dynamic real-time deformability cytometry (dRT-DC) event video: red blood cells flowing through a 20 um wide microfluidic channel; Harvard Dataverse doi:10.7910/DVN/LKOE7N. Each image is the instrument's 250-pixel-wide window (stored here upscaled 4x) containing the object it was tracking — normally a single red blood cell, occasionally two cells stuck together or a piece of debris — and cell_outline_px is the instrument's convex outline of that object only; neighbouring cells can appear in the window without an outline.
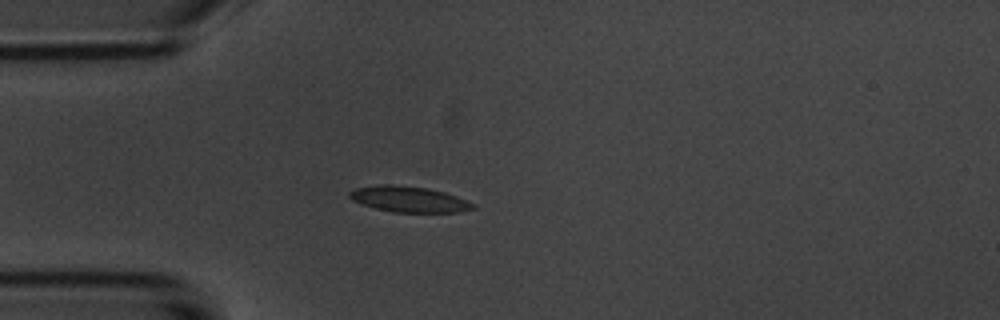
{"species": "common noctule bat (a hibernating species)", "species_latin": "Nyctalus noctula", "temperature_condition": "room temperature", "stored_images_in_passage": 2, "camera_frame_rate_fps": 3000, "um_per_image_px": 0.085, "animal": {"sex": "male", "body_mass_g": 20.1, "forearm_length_mm": 53.5}, "frame": {"image": 1, "passage_image": 2, "time_ms": 2.0, "image_size_px": [1000, 320], "cell_outline_px": [[476, 208], [460, 212], [392, 212], [360, 204], [352, 200], [348, 196], [348, 192], [356, 188], [380, 184], [392, 184], [428, 188], [444, 192], [456, 196], [476, 204]], "centroid_in_image_um": [34.75, 16.93], "position_along_channel_um": 50.3, "area_um2": 18.67}}